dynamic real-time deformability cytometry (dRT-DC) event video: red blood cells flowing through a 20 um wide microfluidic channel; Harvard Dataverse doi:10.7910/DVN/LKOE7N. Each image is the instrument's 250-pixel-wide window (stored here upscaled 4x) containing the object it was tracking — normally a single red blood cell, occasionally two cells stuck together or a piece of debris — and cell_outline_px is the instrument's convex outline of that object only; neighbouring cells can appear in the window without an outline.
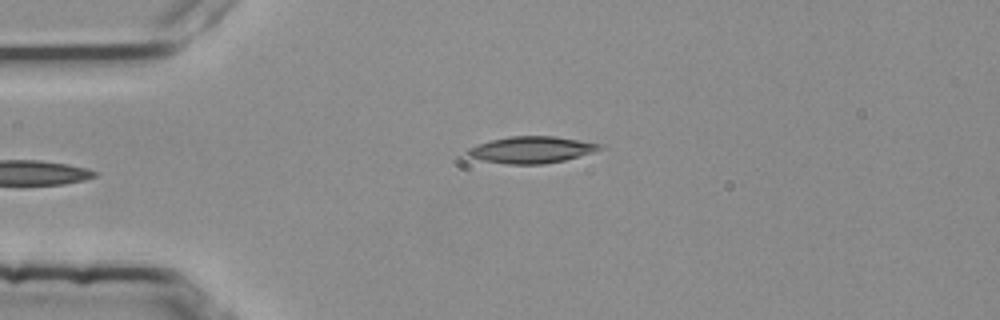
{"species": "common noctule bat (a hibernating species)", "species_latin": "Nyctalus noctula", "temperature_condition": "room temperature", "stored_images_in_passage": 36, "camera_frame_rate_fps": 3000, "um_per_image_px": 0.085, "animal": {"sex": "female", "body_mass_g": 25.1}, "frame": {"image": 1, "passage_image": 1, "time_ms": 0.0, "image_size_px": [1000, 320], "cell_outline_px": [[604, 148], [592, 152], [564, 160], [544, 164], [508, 164], [484, 160], [468, 156], [464, 152], [468, 148], [476, 144], [508, 136], [556, 136], [604, 144]], "centroid_in_image_um": [45.17, 12.72], "position_along_channel_um": 39.8, "area_um2": 20.58}}
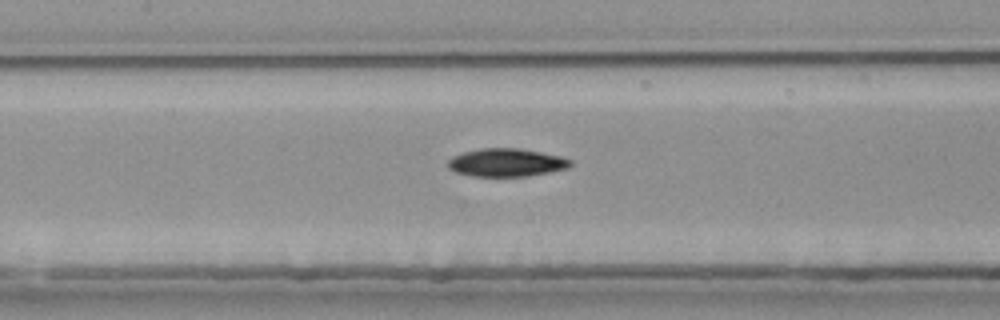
{"frame": {"image": 2, "passage_image": 13, "time_ms": 4.0, "image_size_px": [1000, 320], "cell_outline_px": [[572, 164], [568, 168], [528, 176], [472, 176], [456, 172], [448, 168], [448, 160], [452, 156], [464, 152], [480, 148], [520, 148], [560, 156], [572, 160]], "centroid_in_image_um": [43.03, 13.81], "position_along_channel_um": 164.4, "area_um2": 20.0}, "authors_computed_cell_mechanics": {"area_um2": 20.7791, "velocity_mm_per_s": 3.7999, "shape_relaxation_time_tau1_ms": 5.7237, "shape_relaxation_time_tau2_ms": 5.9155, "deformation_change_tau1": 0.1752, "deformation_change_tau2": 0.107}}